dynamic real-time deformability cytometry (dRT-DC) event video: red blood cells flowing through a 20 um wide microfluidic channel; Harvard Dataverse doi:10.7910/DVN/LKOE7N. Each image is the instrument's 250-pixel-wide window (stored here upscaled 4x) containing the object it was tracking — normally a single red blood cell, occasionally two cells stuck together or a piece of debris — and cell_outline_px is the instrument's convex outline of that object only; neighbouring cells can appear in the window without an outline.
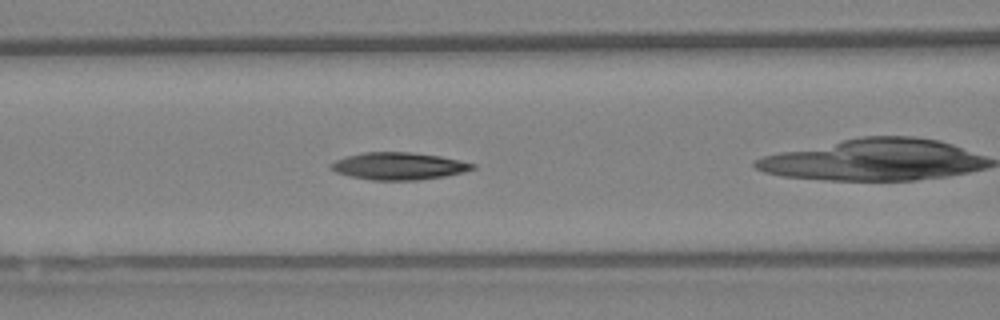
{"species": "Egyptian fruit bat (a non-hibernating species)", "species_latin": "Rousettus aegyptiacus", "temperature_condition": "warm", "stored_images_in_passage": 25, "camera_frame_rate_fps": 3000, "um_per_image_px": 0.085, "animal": {"sex": "female"}, "frame": {"image": 1, "passage_image": 4, "time_ms": 1.0, "image_size_px": [1000, 320], "cell_outline_px": [[476, 168], [444, 176], [416, 180], [372, 180], [352, 176], [336, 172], [328, 168], [328, 164], [336, 160], [348, 156], [364, 152], [408, 152], [440, 156], [460, 160], [476, 164]], "centroid_in_image_um": [33.86, 14.11], "position_along_channel_um": 132.7, "area_um2": 22.31}}